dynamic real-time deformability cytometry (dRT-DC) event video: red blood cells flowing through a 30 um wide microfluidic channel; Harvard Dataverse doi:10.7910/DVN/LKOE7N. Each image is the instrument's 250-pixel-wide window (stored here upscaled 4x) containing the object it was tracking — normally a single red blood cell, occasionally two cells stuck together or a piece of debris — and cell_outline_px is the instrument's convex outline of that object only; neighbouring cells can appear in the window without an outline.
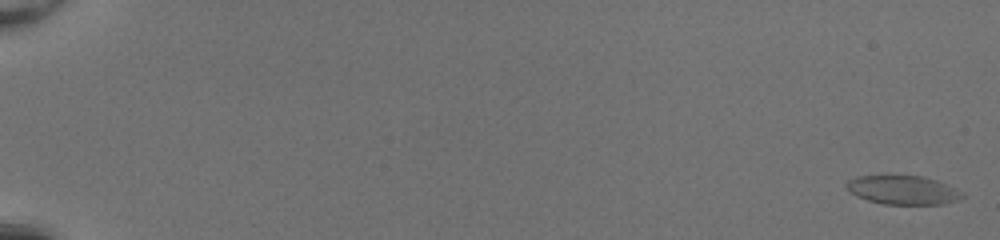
{"species": "common noctule bat (a hibernating species)", "species_latin": "Nyctalus noctula", "temperature_condition": "room temperature", "stored_images_in_passage": 54, "camera_frame_rate_fps": 3000, "um_per_image_px": 0.085, "animal": {"sex": "female", "body_mass_g": 20.0, "forearm_length_mm": 54.0}, "frame": {"image": 1, "passage_image": 2, "time_ms": 0.333, "image_size_px": [1000, 240], "cell_outline_px": [[964, 196], [956, 200], [944, 204], [884, 204], [868, 200], [856, 196], [844, 184], [848, 180], [856, 176], [920, 176], [936, 180], [964, 192]], "centroid_in_image_um": [76.75, 16.15], "position_along_channel_um": 8.3, "area_um2": 19.25}}
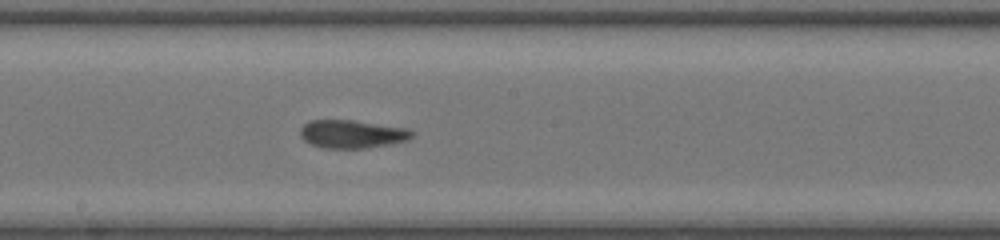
{"frame": {"image": 2, "passage_image": 33, "time_ms": 10.667, "image_size_px": [1000, 240], "cell_outline_px": [[416, 132], [408, 140], [392, 144], [368, 148], [324, 148], [312, 144], [304, 140], [300, 136], [300, 128], [308, 120], [352, 120], [408, 128]], "centroid_in_image_um": [29.95, 11.39], "position_along_channel_um": 218.3, "area_um2": 18.5}}
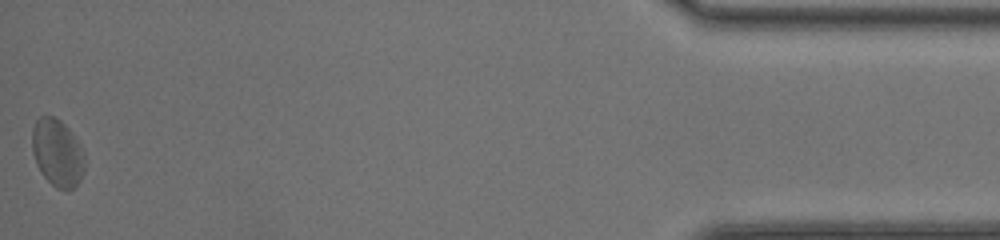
{"frame": {"image": 3, "passage_image": 54, "time_ms": 17.667, "image_size_px": [1000, 240], "cell_outline_px": [[84, 172], [80, 180], [68, 192], [56, 188], [44, 176], [36, 164], [32, 152], [32, 128], [36, 120], [40, 116], [52, 116], [60, 120], [68, 128], [76, 140], [84, 156]], "centroid_in_image_um": [4.85, 13.0], "position_along_channel_um": 430.3, "area_um2": 20.52}, "authors_computed_cell_mechanics": {"area_um2": 18.9006, "velocity_mm_per_s": 4.1298, "shape_relaxation_time_tau1_ms": 4.3962, "shape_relaxation_time_tau2_ms": 2.6686, "deformation_change_tau1": 0.1183, "deformation_change_tau2": 0.1027}}